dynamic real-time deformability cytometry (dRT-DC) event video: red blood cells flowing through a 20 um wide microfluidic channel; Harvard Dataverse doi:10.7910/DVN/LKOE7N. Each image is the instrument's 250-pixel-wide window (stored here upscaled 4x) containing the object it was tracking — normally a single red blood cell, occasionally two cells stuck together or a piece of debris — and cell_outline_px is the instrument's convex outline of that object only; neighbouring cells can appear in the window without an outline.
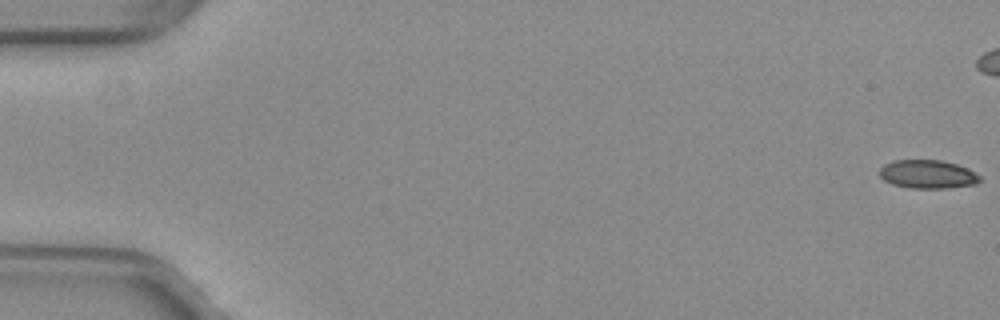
{"species": "common noctule bat (a hibernating species)", "species_latin": "Nyctalus noctula", "temperature_condition": "warm", "stored_images_in_passage": 44, "camera_frame_rate_fps": 3000, "um_per_image_px": 0.085, "animal": {"sex": "female", "body_mass_g": 29.2, "forearm_length_mm": 56.3}, "frame": {"image": 1, "passage_image": 1, "time_ms": 0.0, "image_size_px": [1000, 320], "cell_outline_px": [[980, 180], [976, 184], [948, 188], [912, 188], [892, 184], [884, 180], [880, 176], [880, 168], [884, 164], [892, 160], [940, 160], [956, 164], [968, 168], [980, 176]], "centroid_in_image_um": [78.84, 14.81], "position_along_channel_um": 6.2, "area_um2": 16.65}}
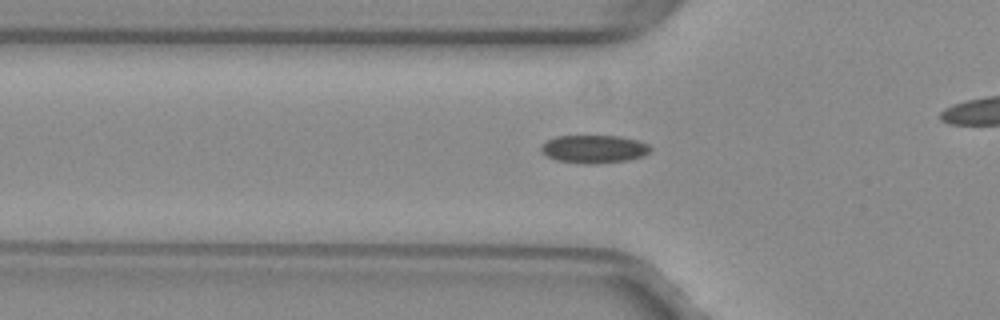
{"frame": {"image": 2, "passage_image": 19, "time_ms": 6.0, "image_size_px": [1000, 320], "cell_outline_px": [[652, 152], [644, 156], [628, 160], [596, 164], [584, 164], [556, 160], [540, 152], [540, 148], [548, 140], [556, 136], [620, 136], [640, 140], [648, 144], [652, 148]], "centroid_in_image_um": [50.55, 12.67], "position_along_channel_um": 75.3, "area_um2": 18.09}}
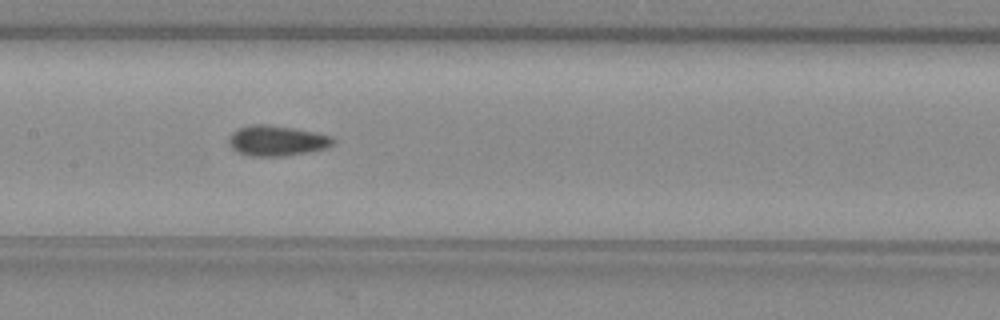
{"frame": {"image": 3, "passage_image": 27, "time_ms": 8.667, "image_size_px": [1000, 320], "cell_outline_px": [[336, 144], [324, 148], [308, 152], [284, 156], [248, 156], [236, 152], [228, 144], [228, 136], [232, 132], [248, 124], [268, 124], [316, 132], [332, 136], [336, 140]], "centroid_in_image_um": [23.51, 11.96], "position_along_channel_um": 183.9, "area_um2": 18.73}}